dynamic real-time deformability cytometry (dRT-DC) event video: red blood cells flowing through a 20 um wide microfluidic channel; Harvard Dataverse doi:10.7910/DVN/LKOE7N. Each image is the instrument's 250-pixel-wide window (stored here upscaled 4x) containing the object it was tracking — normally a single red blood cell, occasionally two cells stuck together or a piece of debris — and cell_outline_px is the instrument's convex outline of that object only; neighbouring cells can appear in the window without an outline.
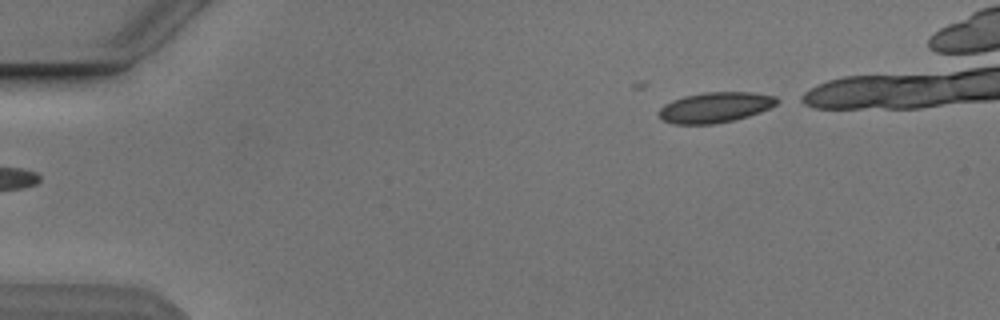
{"species": "Egyptian fruit bat (a non-hibernating species)", "species_latin": "Rousettus aegyptiacus", "temperature_condition": "cold", "stored_images_in_passage": 5, "segment_of_instrument_passage": [2, 2], "camera_frame_rate_fps": 3000, "um_per_image_px": 0.085, "animal": {"sex": "male"}, "frame": {"image": 1, "passage_image": 5, "time_ms": 5.667, "image_size_px": [1000, 320], "cell_outline_px": [[784, 100], [760, 112], [748, 116], [732, 120], [712, 124], [676, 124], [664, 120], [656, 112], [664, 104], [672, 100], [684, 96], [704, 92], [752, 92], [776, 96]], "centroid_in_image_um": [60.81, 9.11], "position_along_channel_um": 24.2, "area_um2": 20.98}}